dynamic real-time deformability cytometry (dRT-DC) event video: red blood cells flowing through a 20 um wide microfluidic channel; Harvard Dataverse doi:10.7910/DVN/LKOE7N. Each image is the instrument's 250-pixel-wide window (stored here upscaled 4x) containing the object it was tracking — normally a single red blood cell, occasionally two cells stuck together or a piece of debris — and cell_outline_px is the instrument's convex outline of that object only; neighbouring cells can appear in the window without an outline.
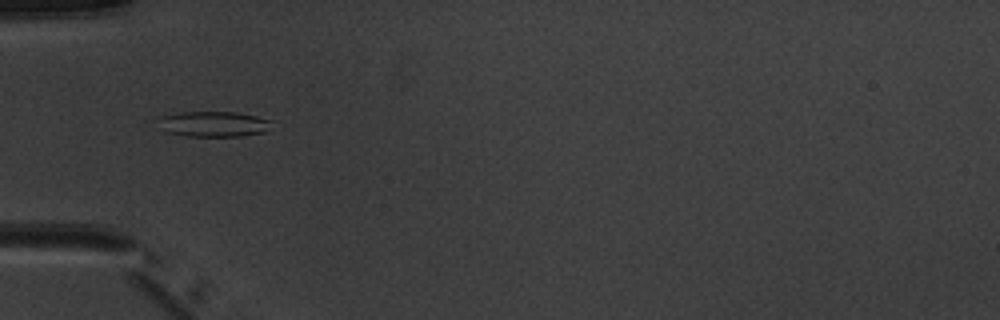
{"species": "common noctule bat (a hibernating species)", "species_latin": "Nyctalus noctula", "temperature_condition": "warm", "stored_images_in_passage": 6, "camera_frame_rate_fps": 3000, "um_per_image_px": 0.085, "animal": {"sex": "male", "body_mass_g": 20.1, "forearm_length_mm": 53.5}, "frame": {"image": 1, "passage_image": 5, "time_ms": 4.667, "image_size_px": [1000, 320], "cell_outline_px": [[272, 120], [264, 132], [240, 136], [184, 136], [164, 132], [160, 116], [184, 112], [236, 112], [256, 116]], "centroid_in_image_um": [18.16, 10.54], "position_along_channel_um": 66.8, "area_um2": 16.53}}
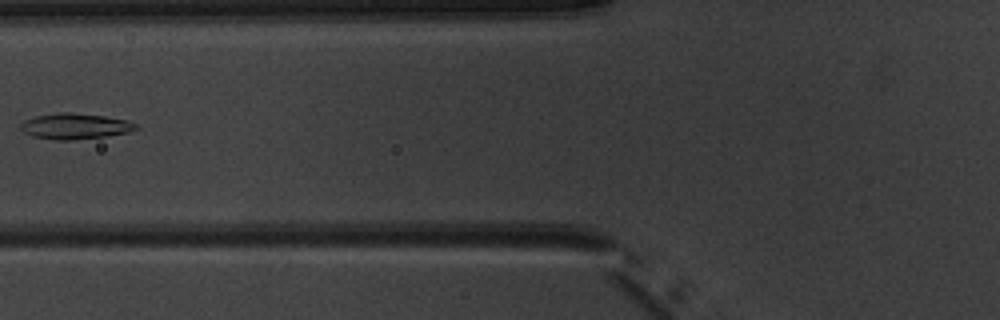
{"frame": {"image": 2, "passage_image": 6, "time_ms": 6.0, "image_size_px": [1000, 320], "cell_outline_px": [[140, 128], [128, 132], [108, 136], [72, 140], [56, 140], [32, 136], [24, 132], [20, 128], [20, 124], [24, 120], [36, 116], [60, 112], [68, 112], [104, 116], [128, 120], [136, 124]], "centroid_in_image_um": [6.39, 10.73], "position_along_channel_um": 119.4, "area_um2": 17.34}}